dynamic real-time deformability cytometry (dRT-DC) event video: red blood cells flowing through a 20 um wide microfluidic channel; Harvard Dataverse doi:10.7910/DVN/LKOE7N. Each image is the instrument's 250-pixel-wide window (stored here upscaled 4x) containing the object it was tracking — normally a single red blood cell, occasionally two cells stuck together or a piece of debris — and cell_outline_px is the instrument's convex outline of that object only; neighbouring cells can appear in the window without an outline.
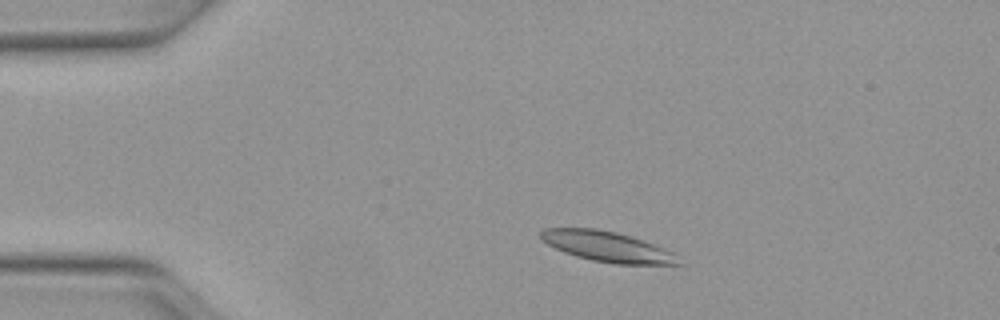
{"species": "Egyptian fruit bat (a non-hibernating species)", "species_latin": "Rousettus aegyptiacus", "temperature_condition": "warm", "stored_images_in_passage": 44, "camera_frame_rate_fps": 3000, "um_per_image_px": 0.085, "animal": {"sex": "female"}, "frame": {"image": 1, "passage_image": 4, "time_ms": 1.0, "image_size_px": [1000, 320], "cell_outline_px": [[680, 264], [616, 264], [592, 260], [576, 256], [564, 252], [540, 240], [540, 232], [544, 228], [596, 228], [616, 232], [652, 244], [672, 252]], "centroid_in_image_um": [51.52, 20.95], "position_along_channel_um": 33.5, "area_um2": 23.81}}
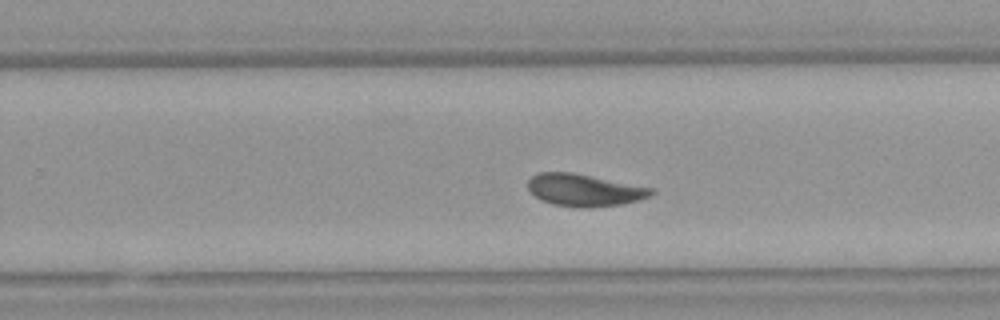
{"frame": {"image": 2, "passage_image": 26, "time_ms": 8.333, "image_size_px": [1000, 320], "cell_outline_px": [[656, 192], [652, 196], [640, 200], [624, 204], [588, 208], [584, 208], [552, 204], [540, 200], [528, 188], [528, 180], [536, 172], [572, 172], [652, 188]], "centroid_in_image_um": [49.68, 16.16], "position_along_channel_um": 280.1, "area_um2": 23.24}}
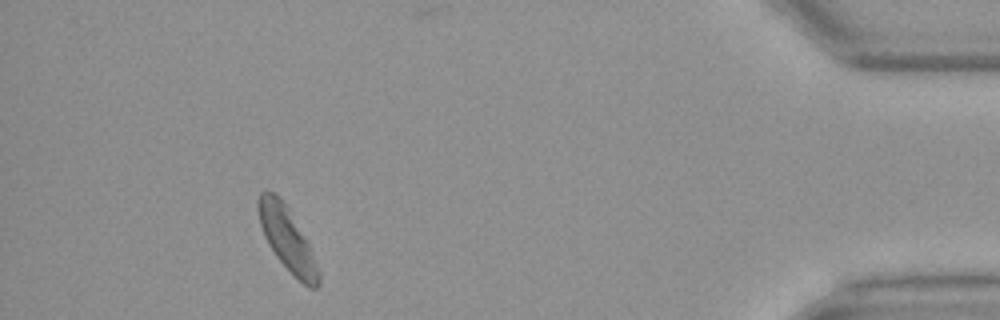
{"frame": {"image": 3, "passage_image": 40, "time_ms": 13.0, "image_size_px": [1000, 320], "cell_outline_px": [[320, 284], [316, 288], [308, 288], [276, 256], [268, 244], [264, 236], [260, 224], [260, 192], [264, 188], [268, 188], [284, 204], [308, 244], [312, 252], [320, 272]], "centroid_in_image_um": [24.43, 20.37], "position_along_channel_um": 410.8, "area_um2": 21.1}, "authors_computed_cell_mechanics": {"area_um2": 23.12, "velocity_mm_per_s": 4.0504, "shape_relaxation_time_tau1_ms": 4.3716, "shape_relaxation_time_tau2_ms": 4.7364, "deformation_change_tau1": 0.1337, "deformation_change_tau2": 0.1128}}